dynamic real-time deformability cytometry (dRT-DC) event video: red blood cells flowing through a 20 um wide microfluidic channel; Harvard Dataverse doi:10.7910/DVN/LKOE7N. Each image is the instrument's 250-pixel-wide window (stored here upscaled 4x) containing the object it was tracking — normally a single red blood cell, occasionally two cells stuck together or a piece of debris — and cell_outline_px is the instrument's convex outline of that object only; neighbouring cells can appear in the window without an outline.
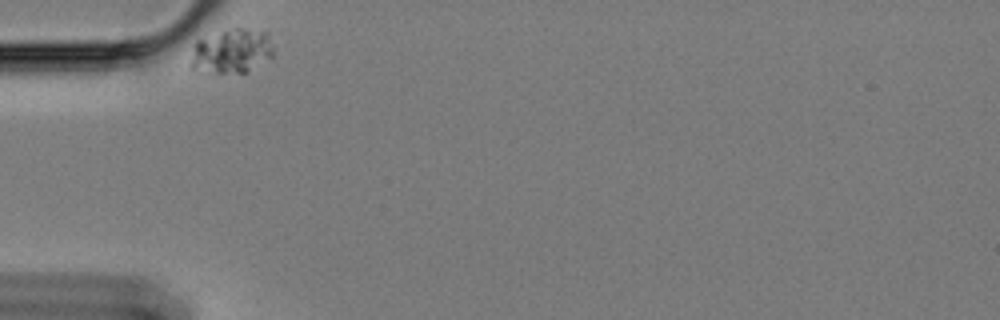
{"species": "Egyptian fruit bat (a non-hibernating species)", "species_latin": "Rousettus aegyptiacus", "temperature_condition": "cold", "stored_images_in_passage": 42, "camera_frame_rate_fps": 3000, "um_per_image_px": 0.085, "animal": {"sex": "female"}, "frame": {"image": 1, "passage_image": 1, "time_ms": 0.0, "image_size_px": [1000, 320], "cell_outline_px": [[272, 56], [248, 72], [216, 72], [188, 68], [196, 40], [236, 28], [240, 28], [268, 32], [272, 44]], "centroid_in_image_um": [19.7, 4.35], "position_along_channel_um": 65.3, "area_um2": 20.98}}
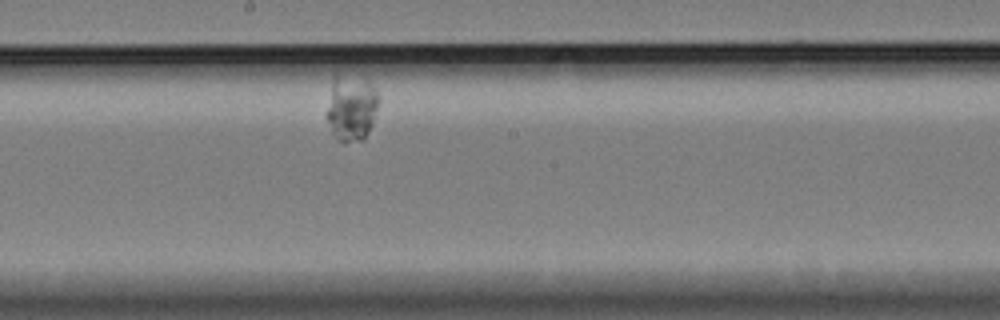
{"frame": {"image": 2, "passage_image": 19, "time_ms": 6.0, "image_size_px": [1000, 320], "cell_outline_px": [[380, 100], [372, 124], [364, 140], [344, 144], [332, 132], [324, 116], [332, 80], [336, 76], [368, 80], [376, 92]], "centroid_in_image_um": [29.84, 9.22], "position_along_channel_um": 218.4, "area_um2": 20.06}}
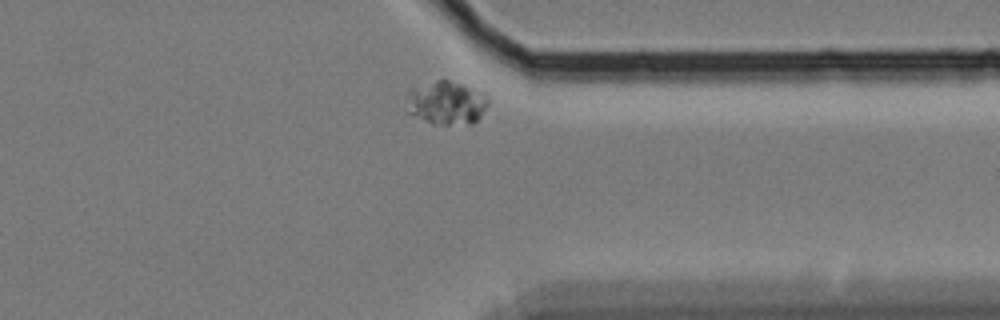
{"frame": {"image": 3, "passage_image": 36, "time_ms": 11.667, "image_size_px": [1000, 320], "cell_outline_px": [[488, 104], [480, 116], [472, 124], [432, 124], [408, 112], [408, 88], [436, 80], [448, 80], [460, 84], [488, 100]], "centroid_in_image_um": [37.87, 8.76], "position_along_channel_um": 373.5, "area_um2": 19.94}}